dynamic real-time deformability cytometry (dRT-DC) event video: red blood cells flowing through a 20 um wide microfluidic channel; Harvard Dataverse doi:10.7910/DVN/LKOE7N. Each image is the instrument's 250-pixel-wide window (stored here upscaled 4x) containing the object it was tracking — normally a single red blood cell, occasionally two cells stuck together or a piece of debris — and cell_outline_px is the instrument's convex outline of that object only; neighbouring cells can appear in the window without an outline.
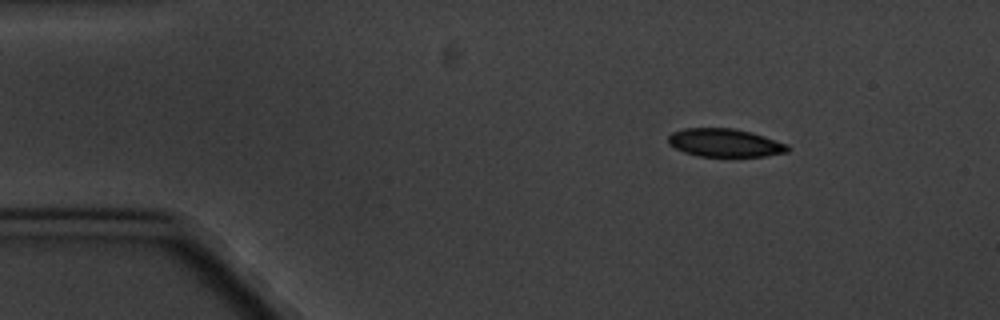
{"species": "common noctule bat (a hibernating species)", "species_latin": "Nyctalus noctula", "temperature_condition": "cold", "stored_images_in_passage": 8, "camera_frame_rate_fps": 3000, "um_per_image_px": 0.085, "animal": {"sex": "male", "body_mass_g": 20.1, "forearm_length_mm": 53.5}, "frame": {"image": 1, "passage_image": 1, "time_ms": 0.0, "image_size_px": [1000, 320], "cell_outline_px": [[788, 152], [764, 156], [700, 156], [684, 152], [668, 144], [668, 136], [672, 132], [684, 128], [732, 128], [752, 132], [788, 144]], "centroid_in_image_um": [61.6, 12.13], "position_along_channel_um": 23.4, "area_um2": 19.54}}
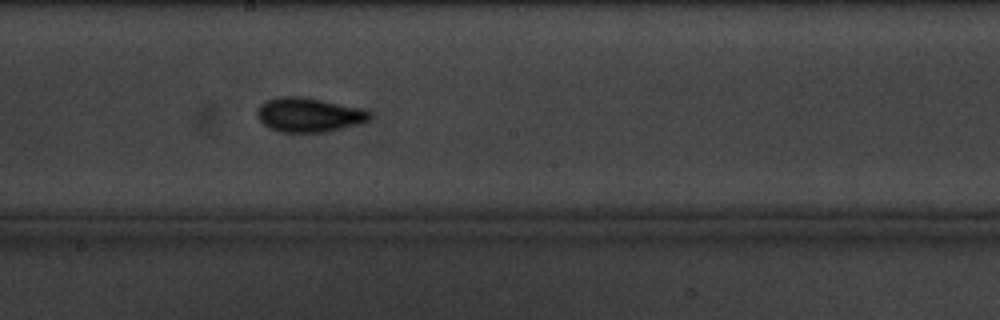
{"frame": {"image": 2, "passage_image": 8, "time_ms": 8.0, "image_size_px": [1000, 320], "cell_outline_px": [[372, 116], [368, 120], [356, 124], [328, 132], [280, 132], [268, 128], [260, 120], [256, 112], [260, 104], [264, 100], [280, 96], [300, 96], [360, 108], [372, 112]], "centroid_in_image_um": [26.21, 9.76], "position_along_channel_um": 222.0, "area_um2": 22.43}}